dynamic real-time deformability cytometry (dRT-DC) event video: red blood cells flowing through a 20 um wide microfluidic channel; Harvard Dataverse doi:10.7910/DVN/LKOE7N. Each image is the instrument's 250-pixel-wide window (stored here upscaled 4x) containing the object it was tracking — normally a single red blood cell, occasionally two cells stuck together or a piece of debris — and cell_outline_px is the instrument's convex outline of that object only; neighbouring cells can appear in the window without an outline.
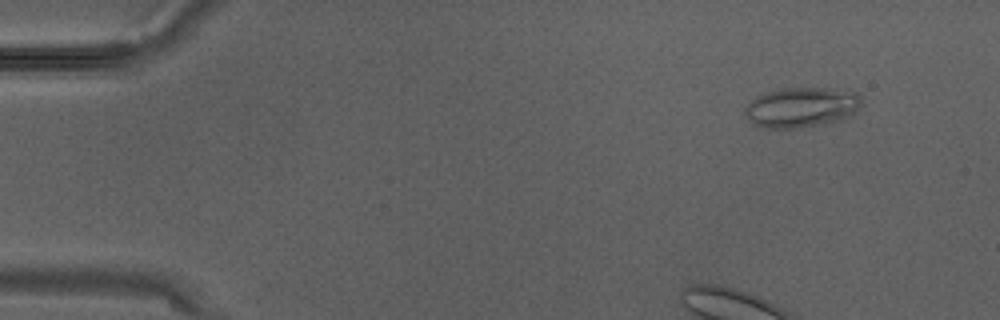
{"species": "Egyptian fruit bat (a non-hibernating species)", "species_latin": "Rousettus aegyptiacus", "temperature_condition": "warm", "stored_images_in_passage": 3, "camera_frame_rate_fps": 3000, "um_per_image_px": 0.085, "animal": {"sex": "male"}, "frame": {"image": 1, "passage_image": 1, "time_ms": 0.0, "image_size_px": [1000, 320], "cell_outline_px": [[860, 104], [844, 120], [800, 128], [760, 128], [748, 120], [744, 112], [744, 108], [756, 96], [780, 88], [832, 88], [856, 92], [860, 96]], "centroid_in_image_um": [68.08, 9.13], "position_along_channel_um": 16.9, "area_um2": 27.28}}